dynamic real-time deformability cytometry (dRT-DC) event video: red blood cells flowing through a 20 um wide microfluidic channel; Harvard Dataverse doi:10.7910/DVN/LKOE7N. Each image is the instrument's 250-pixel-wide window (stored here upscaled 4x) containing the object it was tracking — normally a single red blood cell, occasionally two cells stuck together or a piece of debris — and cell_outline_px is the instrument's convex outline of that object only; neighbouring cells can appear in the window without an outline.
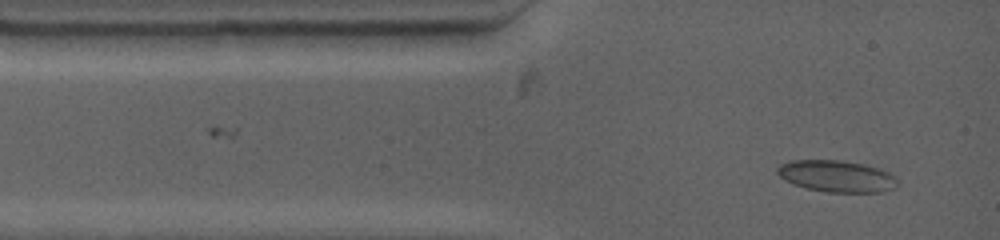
{"species": "common noctule bat (a hibernating species)", "species_latin": "Nyctalus noctula", "temperature_condition": "warm", "stored_images_in_passage": 2, "camera_frame_rate_fps": 4500, "um_per_image_px": 0.085, "animal": {"sex": "female", "body_mass_g": 19.0, "forearm_length_mm": 53.3}, "frame": {"image": 1, "passage_image": 2, "time_ms": 1.333, "image_size_px": [1000, 240], "cell_outline_px": [[896, 188], [884, 192], [828, 192], [808, 188], [792, 184], [784, 180], [776, 172], [776, 168], [780, 164], [792, 160], [836, 160], [864, 164], [888, 172], [896, 176]], "centroid_in_image_um": [71.1, 14.98], "position_along_channel_um": 13.9, "area_um2": 22.14}}